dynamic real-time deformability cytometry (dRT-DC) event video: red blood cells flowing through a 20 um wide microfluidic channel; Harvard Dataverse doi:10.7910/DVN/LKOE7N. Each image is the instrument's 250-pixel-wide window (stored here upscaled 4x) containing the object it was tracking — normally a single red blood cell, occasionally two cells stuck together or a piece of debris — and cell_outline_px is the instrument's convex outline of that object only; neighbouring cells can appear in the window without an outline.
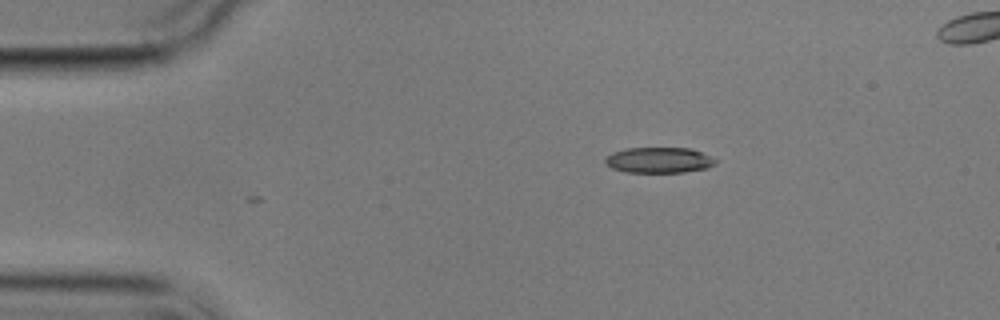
{"species": "common noctule bat (a hibernating species)", "species_latin": "Nyctalus noctula", "temperature_condition": "cold", "stored_images_in_passage": 2, "camera_frame_rate_fps": 3000, "um_per_image_px": 0.085, "animal": {"sex": "male", "body_mass_g": 17.9}, "frame": {"image": 1, "passage_image": 2, "time_ms": 1.0, "image_size_px": [1000, 320], "cell_outline_px": [[716, 164], [708, 168], [684, 172], [624, 172], [612, 168], [604, 164], [604, 160], [612, 152], [624, 148], [688, 148], [700, 152], [716, 160]], "centroid_in_image_um": [55.97, 13.61], "position_along_channel_um": 29.0, "area_um2": 16.47}}